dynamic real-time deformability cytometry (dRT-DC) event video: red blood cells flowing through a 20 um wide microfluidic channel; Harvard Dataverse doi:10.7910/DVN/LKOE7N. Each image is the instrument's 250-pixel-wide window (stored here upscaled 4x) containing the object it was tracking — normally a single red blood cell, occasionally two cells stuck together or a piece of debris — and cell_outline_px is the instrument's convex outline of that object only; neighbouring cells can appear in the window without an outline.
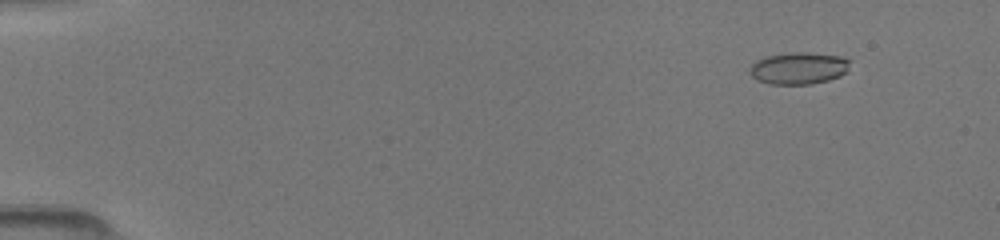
{"species": "common noctule bat (a hibernating species)", "species_latin": "Nyctalus noctula", "temperature_condition": "room temperature", "stored_images_in_passage": 38, "camera_frame_rate_fps": 3000, "um_per_image_px": 0.085, "animal": {"sex": "female", "body_mass_g": 19.5, "forearm_length_mm": 54.1}, "frame": {"image": 1, "passage_image": 7, "time_ms": 1.667, "image_size_px": [1000, 240], "cell_outline_px": [[848, 72], [840, 76], [828, 80], [812, 84], [772, 84], [756, 80], [748, 72], [752, 64], [756, 60], [764, 56], [792, 52], [808, 52], [840, 56], [848, 60]], "centroid_in_image_um": [67.86, 5.79], "position_along_channel_um": 17.1, "area_um2": 18.79}}
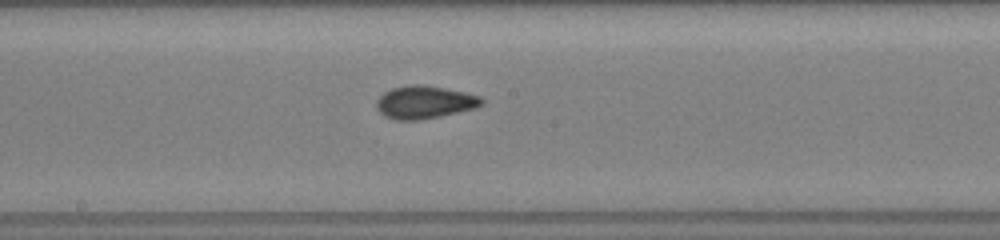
{"frame": {"image": 2, "passage_image": 26, "time_ms": 9.333, "image_size_px": [1000, 240], "cell_outline_px": [[484, 104], [476, 108], [440, 116], [420, 120], [396, 120], [384, 116], [376, 108], [376, 100], [384, 92], [392, 88], [408, 84], [420, 84], [444, 88], [464, 92], [480, 96], [484, 100]], "centroid_in_image_um": [36.08, 8.69], "position_along_channel_um": 212.1, "area_um2": 20.23}}
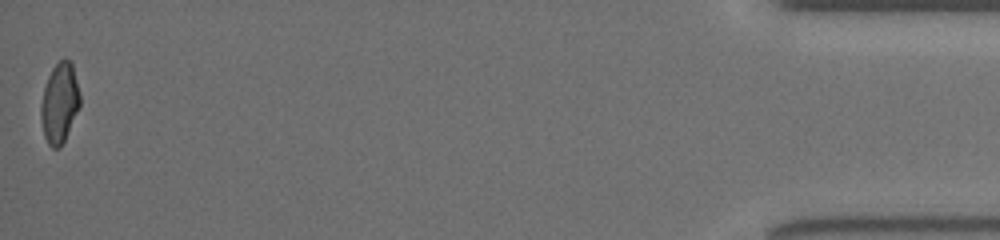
{"frame": {"image": 3, "passage_image": 38, "time_ms": 16.667, "image_size_px": [1000, 240], "cell_outline_px": [[80, 108], [60, 148], [52, 148], [48, 144], [44, 136], [40, 120], [40, 104], [44, 88], [48, 76], [52, 68], [60, 60], [68, 60], [72, 64], [80, 92]], "centroid_in_image_um": [5.05, 8.78], "position_along_channel_um": 430.1, "area_um2": 18.32}}